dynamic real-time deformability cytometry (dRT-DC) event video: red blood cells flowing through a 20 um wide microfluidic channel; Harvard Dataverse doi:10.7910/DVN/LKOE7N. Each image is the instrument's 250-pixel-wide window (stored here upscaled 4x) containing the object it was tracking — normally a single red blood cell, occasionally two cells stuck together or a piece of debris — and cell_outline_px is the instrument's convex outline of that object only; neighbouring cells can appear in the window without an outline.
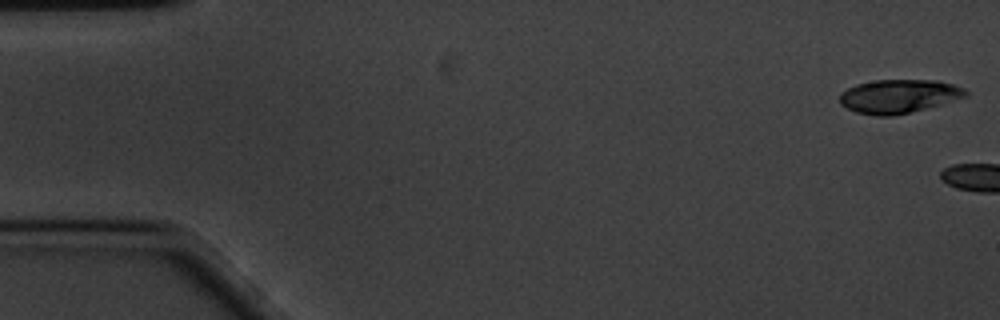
{"species": "common noctule bat (a hibernating species)", "species_latin": "Nyctalus noctula", "temperature_condition": "cold", "stored_images_in_passage": 4, "camera_frame_rate_fps": 3000, "um_per_image_px": 0.085, "animal": {"sex": "male", "body_mass_g": 20.1, "forearm_length_mm": 53.5}, "frame": {"image": 1, "passage_image": 1, "time_ms": 0.0, "image_size_px": [1000, 320], "cell_outline_px": [[968, 96], [940, 104], [892, 116], [876, 116], [856, 112], [840, 104], [840, 92], [856, 84], [876, 80], [936, 80], [952, 84], [964, 88], [968, 92]], "centroid_in_image_um": [76.38, 8.17], "position_along_channel_um": 8.6, "area_um2": 24.51}}